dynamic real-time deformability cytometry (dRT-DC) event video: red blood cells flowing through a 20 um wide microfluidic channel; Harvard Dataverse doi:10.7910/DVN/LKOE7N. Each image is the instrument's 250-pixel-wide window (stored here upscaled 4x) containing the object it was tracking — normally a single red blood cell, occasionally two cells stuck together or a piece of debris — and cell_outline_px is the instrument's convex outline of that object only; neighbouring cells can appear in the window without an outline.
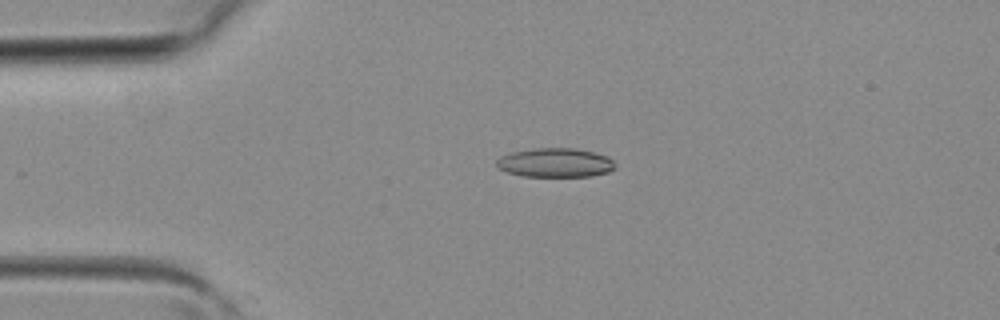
{"species": "common noctule bat (a hibernating species)", "species_latin": "Nyctalus noctula", "temperature_condition": "room temperature", "stored_images_in_passage": 3, "camera_frame_rate_fps": 3000, "um_per_image_px": 0.085, "animal": {"sex": "female", "body_mass_g": 19.3, "forearm_length_mm": 54.1}, "frame": {"image": 1, "passage_image": 3, "time_ms": 0.667, "image_size_px": [1000, 320], "cell_outline_px": [[616, 168], [608, 172], [592, 176], [520, 176], [508, 172], [500, 168], [496, 164], [496, 160], [500, 156], [512, 152], [536, 148], [576, 148], [608, 156], [616, 164]], "centroid_in_image_um": [47.22, 13.83], "position_along_channel_um": 37.8, "area_um2": 20.11}}